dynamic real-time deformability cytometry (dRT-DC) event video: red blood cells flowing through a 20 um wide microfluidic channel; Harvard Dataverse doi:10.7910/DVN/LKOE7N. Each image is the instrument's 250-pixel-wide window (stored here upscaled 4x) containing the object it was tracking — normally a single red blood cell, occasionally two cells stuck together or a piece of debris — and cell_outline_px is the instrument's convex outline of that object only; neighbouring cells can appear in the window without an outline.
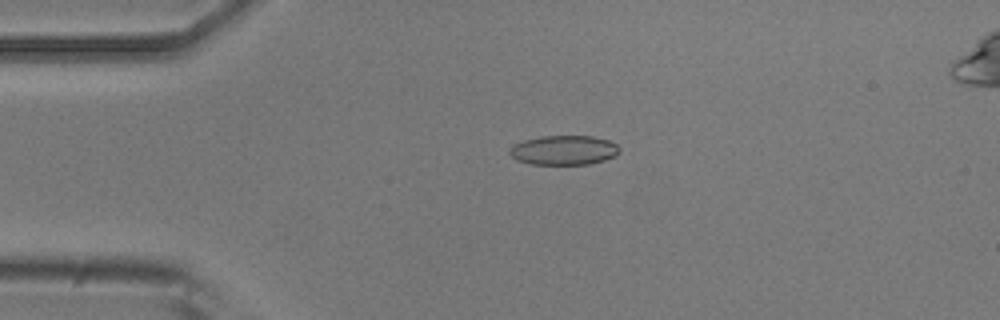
{"species": "common noctule bat (a hibernating species)", "species_latin": "Nyctalus noctula", "temperature_condition": "room temperature", "stored_images_in_passage": 53, "camera_frame_rate_fps": 3000, "um_per_image_px": 0.085, "animal": {"sex": "male", "body_mass_g": 20.5, "forearm_length_mm": 52.5}, "frame": {"image": 1, "passage_image": 12, "time_ms": 3.667, "image_size_px": [1000, 320], "cell_outline_px": [[620, 152], [616, 156], [604, 160], [588, 164], [532, 164], [516, 160], [508, 152], [508, 148], [512, 144], [524, 140], [540, 136], [592, 136], [608, 140], [616, 144], [620, 148]], "centroid_in_image_um": [47.91, 12.76], "position_along_channel_um": 37.1, "area_um2": 19.02}}
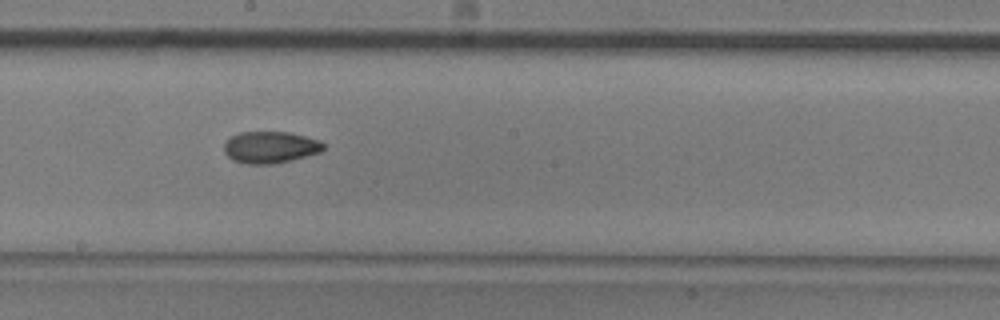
{"frame": {"image": 2, "passage_image": 29, "time_ms": 9.333, "image_size_px": [1000, 320], "cell_outline_px": [[324, 148], [320, 152], [272, 164], [248, 164], [232, 160], [224, 152], [224, 144], [232, 136], [240, 132], [288, 132], [320, 140], [324, 144]], "centroid_in_image_um": [22.95, 12.51], "position_along_channel_um": 225.2, "area_um2": 18.15}}
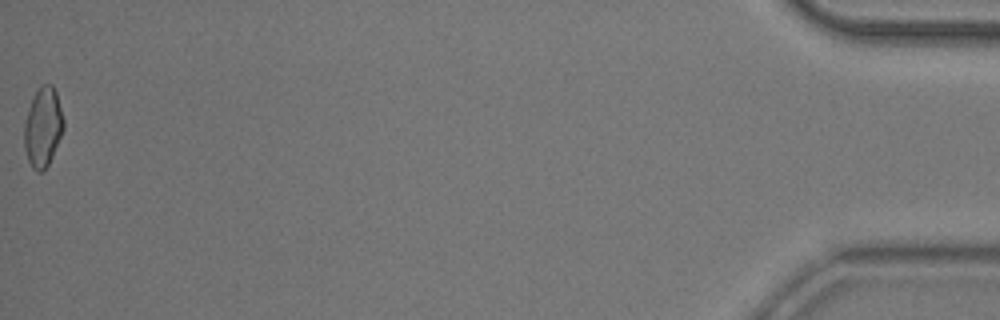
{"frame": {"image": 3, "passage_image": 53, "time_ms": 17.333, "image_size_px": [1000, 320], "cell_outline_px": [[64, 128], [52, 156], [48, 164], [40, 172], [36, 172], [32, 168], [28, 160], [24, 148], [24, 124], [32, 96], [40, 84], [52, 84], [56, 92], [64, 120]], "centroid_in_image_um": [3.64, 10.78], "position_along_channel_um": 431.6, "area_um2": 18.21}, "authors_computed_cell_mechanics": {"area_um2": 18.2648, "velocity_mm_per_s": 3.8383, "shape_relaxation_time_tau1_ms": 6.8996, "shape_relaxation_time_tau2_ms": 2.888, "deformation_change_tau1": 0.138, "deformation_change_tau2": 0.07}}